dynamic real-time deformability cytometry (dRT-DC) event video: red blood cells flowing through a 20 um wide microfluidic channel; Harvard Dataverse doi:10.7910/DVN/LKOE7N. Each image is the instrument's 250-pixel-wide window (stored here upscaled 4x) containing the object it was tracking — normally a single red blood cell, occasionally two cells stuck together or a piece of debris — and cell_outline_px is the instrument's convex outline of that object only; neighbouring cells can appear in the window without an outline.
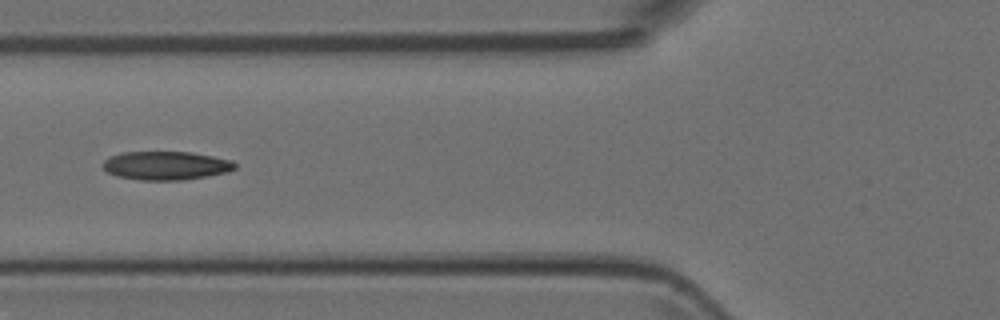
{"species": "Egyptian fruit bat (a non-hibernating species)", "species_latin": "Rousettus aegyptiacus", "temperature_condition": "room temperature", "stored_images_in_passage": 2, "camera_frame_rate_fps": 3000, "um_per_image_px": 0.085, "animal": {"sex": "female"}, "frame": {"image": 1, "passage_image": 2, "time_ms": 0.333, "image_size_px": [1000, 320], "cell_outline_px": [[236, 168], [228, 172], [208, 176], [180, 180], [140, 180], [116, 176], [108, 172], [100, 164], [108, 156], [124, 152], [192, 152], [232, 160], [236, 164]], "centroid_in_image_um": [14.09, 14.07], "position_along_channel_um": 111.7, "area_um2": 22.14}}